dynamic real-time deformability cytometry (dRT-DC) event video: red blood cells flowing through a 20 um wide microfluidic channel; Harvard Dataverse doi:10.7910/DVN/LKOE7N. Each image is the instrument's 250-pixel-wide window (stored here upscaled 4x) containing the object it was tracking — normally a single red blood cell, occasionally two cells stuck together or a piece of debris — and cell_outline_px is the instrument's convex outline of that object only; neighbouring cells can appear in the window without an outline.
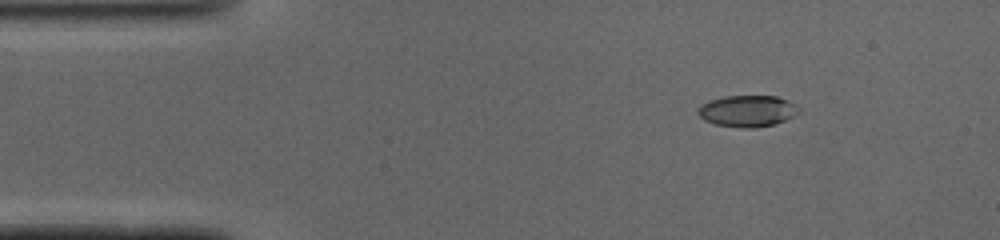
{"species": "common noctule bat (a hibernating species)", "species_latin": "Nyctalus noctula", "temperature_condition": "cold", "stored_images_in_passage": 40, "camera_frame_rate_fps": 3000, "um_per_image_px": 0.085, "animal": {"sex": "male", "body_mass_g": 19.0, "forearm_length_mm": 50.8}, "frame": {"image": 1, "passage_image": 1, "time_ms": 0.0, "image_size_px": [1000, 240], "cell_outline_px": [[784, 100], [780, 120], [772, 124], [720, 124], [708, 120], [700, 112], [708, 104], [716, 100], [732, 96], [772, 96]], "centroid_in_image_um": [63.29, 9.37], "position_along_channel_um": 21.7, "area_um2": 14.39}}
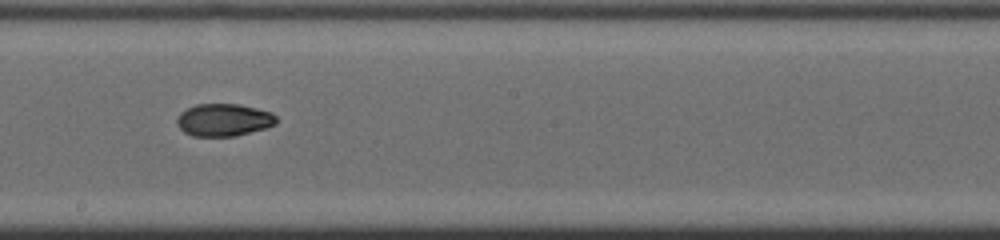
{"frame": {"image": 2, "passage_image": 21, "time_ms": 6.667, "image_size_px": [1000, 240], "cell_outline_px": [[276, 120], [272, 124], [260, 128], [228, 136], [200, 136], [188, 132], [180, 124], [180, 116], [184, 112], [192, 108], [204, 104], [232, 104], [268, 112]], "centroid_in_image_um": [19.02, 10.19], "position_along_channel_um": 229.2, "area_um2": 16.82}}
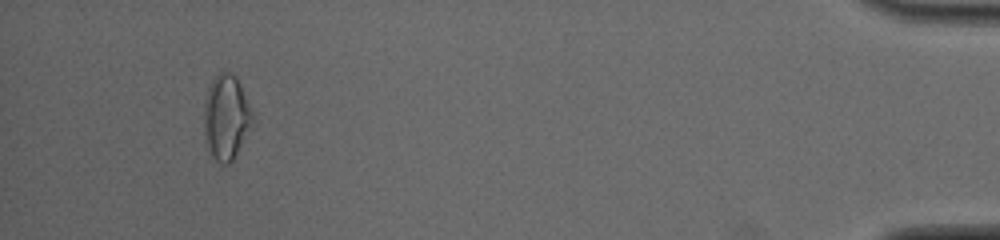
{"frame": {"image": 3, "passage_image": 40, "time_ms": 13.0, "image_size_px": [1000, 240], "cell_outline_px": [[244, 124], [236, 148], [232, 156], [228, 160], [212, 148], [208, 128], [208, 116], [212, 96], [216, 84], [220, 80], [236, 80], [240, 92], [244, 108]], "centroid_in_image_um": [19.2, 10.01], "position_along_channel_um": 416.0, "area_um2": 15.95}, "authors_computed_cell_mechanics": {"area_um2": 16.3574, "velocity_mm_per_s": 4.1218, "shape_relaxation_time_tau1_ms": 5.2324, "shape_relaxation_time_tau2_ms": 3.2979, "deformation_change_tau1": 0.1973, "deformation_change_tau2": 0.0634}}